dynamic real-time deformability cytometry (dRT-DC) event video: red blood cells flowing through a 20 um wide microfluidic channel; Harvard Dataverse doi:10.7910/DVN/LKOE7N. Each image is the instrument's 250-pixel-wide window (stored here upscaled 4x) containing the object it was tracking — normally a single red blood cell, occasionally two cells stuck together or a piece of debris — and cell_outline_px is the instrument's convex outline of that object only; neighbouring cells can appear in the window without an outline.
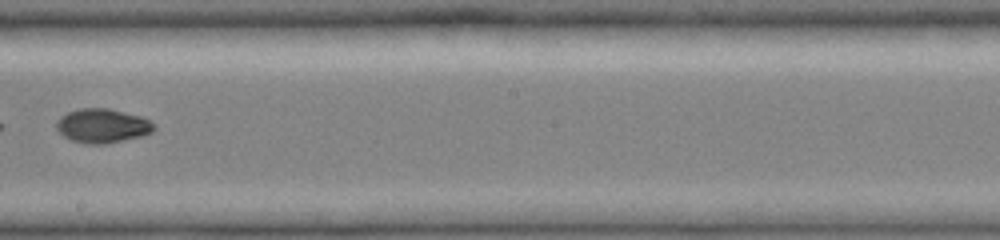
{"species": "common noctule bat (a hibernating species)", "species_latin": "Nyctalus noctula", "temperature_condition": "cold", "stored_images_in_passage": 21, "camera_frame_rate_fps": 3000, "um_per_image_px": 0.085, "animal": {"sex": "female", "body_mass_g": 19.0, "forearm_length_mm": 51.5}, "frame": {"image": 1, "passage_image": 18, "time_ms": 8.667, "image_size_px": [1000, 240], "cell_outline_px": [[156, 128], [152, 132], [140, 136], [104, 144], [88, 144], [72, 140], [64, 136], [56, 128], [56, 120], [60, 116], [68, 112], [80, 108], [108, 108], [140, 116], [148, 120]], "centroid_in_image_um": [8.67, 10.68], "position_along_channel_um": 239.5, "area_um2": 19.19}}